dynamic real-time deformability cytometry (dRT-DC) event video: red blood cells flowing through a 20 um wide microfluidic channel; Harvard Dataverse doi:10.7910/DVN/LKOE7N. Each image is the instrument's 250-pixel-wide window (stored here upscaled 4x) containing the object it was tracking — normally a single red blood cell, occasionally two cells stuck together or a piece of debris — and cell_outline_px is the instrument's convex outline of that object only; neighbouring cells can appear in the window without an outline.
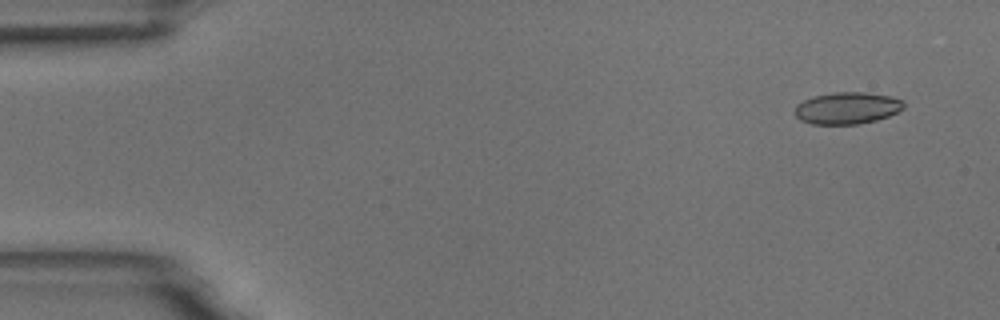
{"species": "common noctule bat (a hibernating species)", "species_latin": "Nyctalus noctula", "temperature_condition": "room temperature", "stored_images_in_passage": 5, "camera_frame_rate_fps": 3000, "um_per_image_px": 0.085, "animal": {"sex": "male", "body_mass_g": 18.8}, "frame": {"image": 1, "passage_image": 1, "time_ms": 0.0, "image_size_px": [1000, 320], "cell_outline_px": [[904, 108], [888, 116], [876, 120], [856, 124], [812, 124], [800, 120], [792, 112], [796, 104], [812, 96], [832, 92], [864, 92], [892, 96], [904, 100]], "centroid_in_image_um": [71.98, 9.18], "position_along_channel_um": 13.0, "area_um2": 20.46}}
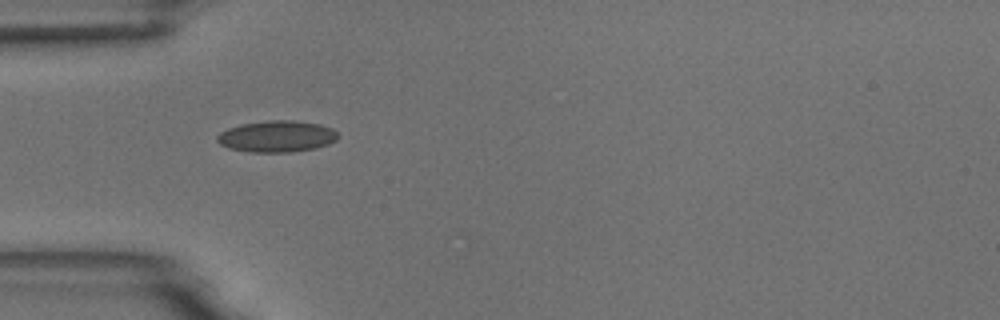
{"frame": {"image": 2, "passage_image": 4, "time_ms": 4.333, "image_size_px": [1000, 320], "cell_outline_px": [[340, 136], [336, 140], [328, 144], [316, 148], [292, 152], [248, 152], [228, 148], [220, 144], [216, 140], [216, 136], [220, 132], [228, 128], [240, 124], [268, 120], [296, 120], [320, 124], [332, 128]], "centroid_in_image_um": [23.53, 11.59], "position_along_channel_um": 61.5, "area_um2": 22.43}}